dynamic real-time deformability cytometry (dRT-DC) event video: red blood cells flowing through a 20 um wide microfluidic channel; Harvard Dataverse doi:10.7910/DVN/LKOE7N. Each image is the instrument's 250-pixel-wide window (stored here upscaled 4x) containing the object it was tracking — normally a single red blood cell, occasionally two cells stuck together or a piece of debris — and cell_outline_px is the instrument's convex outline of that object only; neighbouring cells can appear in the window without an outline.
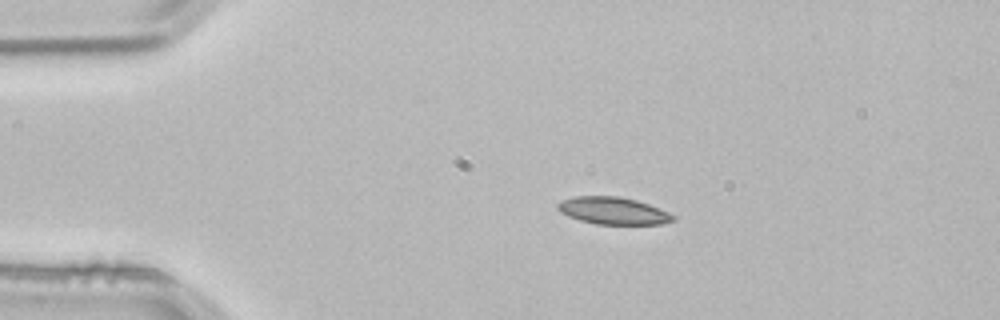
{"species": "common noctule bat (a hibernating species)", "species_latin": "Nyctalus noctula", "temperature_condition": "room temperature", "stored_images_in_passage": 5, "segment_of_instrument_passage": [1, 2], "camera_frame_rate_fps": 3000, "um_per_image_px": 0.085, "animal": {"sex": "male", "body_mass_g": 21.5, "forearm_length_mm": 52.0}, "frame": {"image": 1, "passage_image": 3, "time_ms": 0.667, "image_size_px": [1000, 320], "cell_outline_px": [[676, 220], [660, 224], [596, 224], [580, 220], [568, 216], [560, 212], [556, 208], [556, 204], [560, 200], [576, 196], [616, 196], [636, 200], [648, 204], [668, 212], [676, 216]], "centroid_in_image_um": [52.09, 17.91], "position_along_channel_um": 32.9, "area_um2": 18.32}}